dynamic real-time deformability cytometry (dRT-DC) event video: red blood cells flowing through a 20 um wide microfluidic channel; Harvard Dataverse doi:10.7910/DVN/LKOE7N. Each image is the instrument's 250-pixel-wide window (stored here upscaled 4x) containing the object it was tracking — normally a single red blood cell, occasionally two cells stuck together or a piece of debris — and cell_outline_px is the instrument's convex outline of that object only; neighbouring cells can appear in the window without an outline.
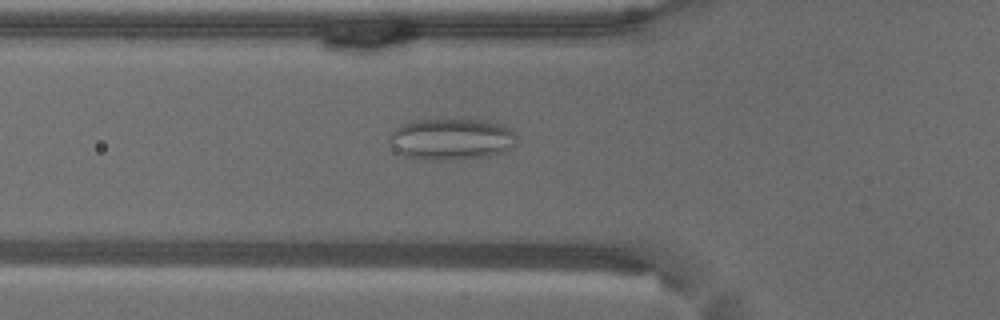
{"species": "common noctule bat (a hibernating species)", "species_latin": "Nyctalus noctula", "temperature_condition": "warm", "stored_images_in_passage": 57, "camera_frame_rate_fps": 3000, "um_per_image_px": 0.085, "animal": {"sex": "male", "body_mass_g": 18.8}, "frame": {"image": 1, "passage_image": 20, "time_ms": 6.333, "image_size_px": [1000, 320], "cell_outline_px": [[516, 144], [512, 148], [504, 152], [488, 156], [448, 160], [436, 160], [404, 156], [388, 140], [392, 132], [396, 128], [412, 120], [460, 116], [484, 120], [504, 124], [516, 132]], "centroid_in_image_um": [38.45, 11.76], "position_along_channel_um": 87.4, "area_um2": 31.73}}
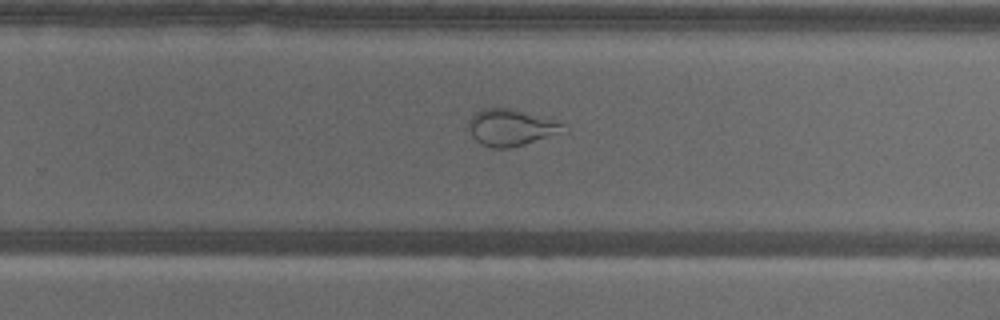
{"frame": {"image": 2, "passage_image": 37, "time_ms": 12.0, "image_size_px": [1000, 320], "cell_outline_px": [[568, 132], [524, 144], [508, 148], [492, 148], [480, 144], [472, 136], [468, 128], [468, 120], [472, 112], [484, 108], [508, 108], [524, 112], [564, 124]], "centroid_in_image_um": [43.4, 10.85], "position_along_channel_um": 286.4, "area_um2": 20.29}}
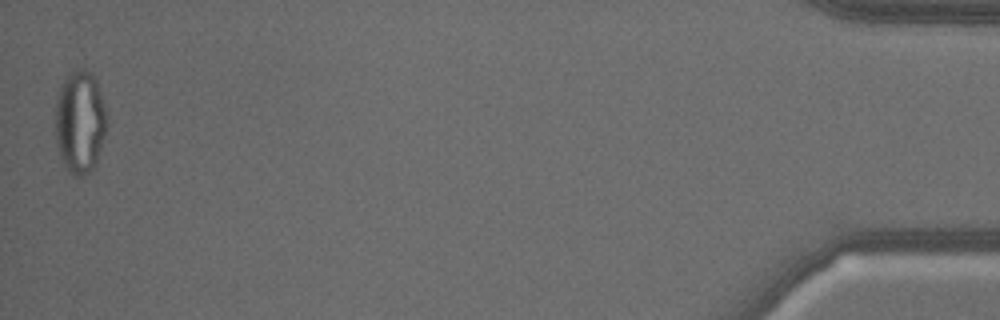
{"frame": {"image": 3, "passage_image": 57, "time_ms": 18.667, "image_size_px": [1000, 320], "cell_outline_px": [[108, 124], [96, 164], [84, 176], [72, 176], [68, 172], [60, 156], [56, 144], [56, 100], [60, 84], [72, 72], [80, 68], [84, 68], [92, 72], [96, 80], [108, 116]], "centroid_in_image_um": [6.81, 10.37], "position_along_channel_um": 428.4, "area_um2": 31.15}, "authors_computed_cell_mechanics": {"area_um2": 27.9752, "velocity_mm_per_s": 3.5058, "shape_relaxation_time_tau1_ms": null, "shape_relaxation_time_tau2_ms": 1.0902, "deformation_change_tau1": null, "deformation_change_tau2": 0.0793}}